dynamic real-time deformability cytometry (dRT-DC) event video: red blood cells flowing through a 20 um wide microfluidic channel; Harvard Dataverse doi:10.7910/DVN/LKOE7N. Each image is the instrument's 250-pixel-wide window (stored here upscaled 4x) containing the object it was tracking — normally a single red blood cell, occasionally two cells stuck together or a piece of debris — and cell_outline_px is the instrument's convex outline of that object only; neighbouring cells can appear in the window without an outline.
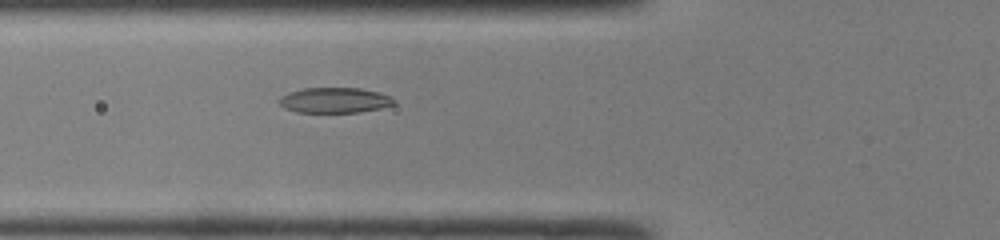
{"species": "common noctule bat (a hibernating species)", "species_latin": "Nyctalus noctula", "temperature_condition": "room temperature", "stored_images_in_passage": 36, "camera_frame_rate_fps": 3000, "um_per_image_px": 0.085, "animal": {"sex": "male", "body_mass_g": 19.0, "forearm_length_mm": 50.8}, "frame": {"image": 1, "passage_image": 6, "time_ms": 1.667, "image_size_px": [1000, 240], "cell_outline_px": [[396, 104], [380, 108], [360, 112], [296, 112], [284, 108], [276, 100], [280, 96], [288, 92], [304, 88], [360, 88], [380, 92], [396, 100]], "centroid_in_image_um": [28.42, 8.52], "position_along_channel_um": 97.4, "area_um2": 17.11}}
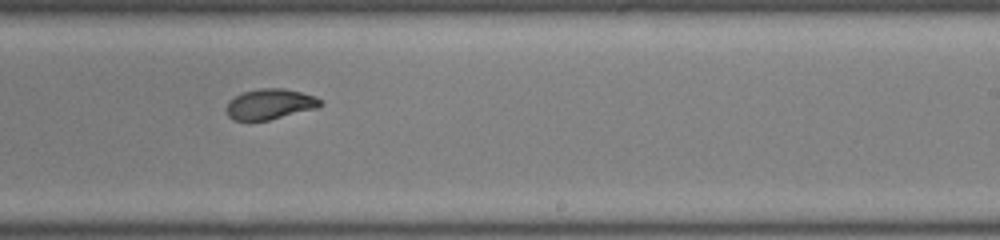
{"frame": {"image": 2, "passage_image": 18, "time_ms": 5.667, "image_size_px": [1000, 240], "cell_outline_px": [[324, 104], [316, 108], [268, 120], [232, 120], [228, 116], [228, 100], [244, 92], [260, 88], [284, 88], [316, 96]], "centroid_in_image_um": [22.96, 8.84], "position_along_channel_um": 266.0, "area_um2": 16.47}}
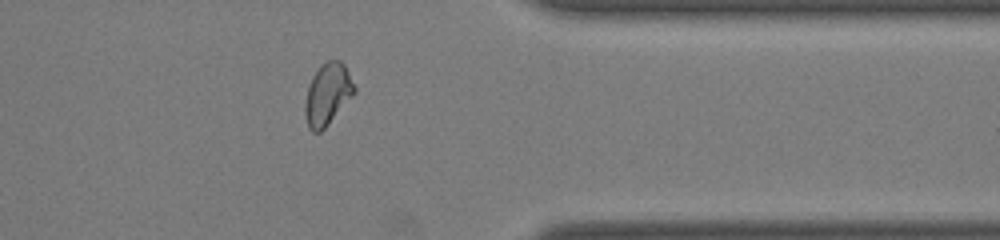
{"frame": {"image": 3, "passage_image": 27, "time_ms": 8.667, "image_size_px": [1000, 240], "cell_outline_px": [[356, 92], [328, 124], [320, 132], [312, 132], [308, 128], [304, 112], [304, 104], [308, 84], [312, 76], [320, 64], [328, 60], [340, 60], [344, 64], [356, 88]], "centroid_in_image_um": [27.82, 8.0], "position_along_channel_um": 383.6, "area_um2": 17.86}, "authors_computed_cell_mechanics": {"area_um2": 17.3978, "velocity_mm_per_s": 4.2319, "shape_relaxation_time_tau1_ms": 3.5325, "shape_relaxation_time_tau2_ms": 1.4477, "deformation_change_tau1": 0.1558, "deformation_change_tau2": 0.058}}